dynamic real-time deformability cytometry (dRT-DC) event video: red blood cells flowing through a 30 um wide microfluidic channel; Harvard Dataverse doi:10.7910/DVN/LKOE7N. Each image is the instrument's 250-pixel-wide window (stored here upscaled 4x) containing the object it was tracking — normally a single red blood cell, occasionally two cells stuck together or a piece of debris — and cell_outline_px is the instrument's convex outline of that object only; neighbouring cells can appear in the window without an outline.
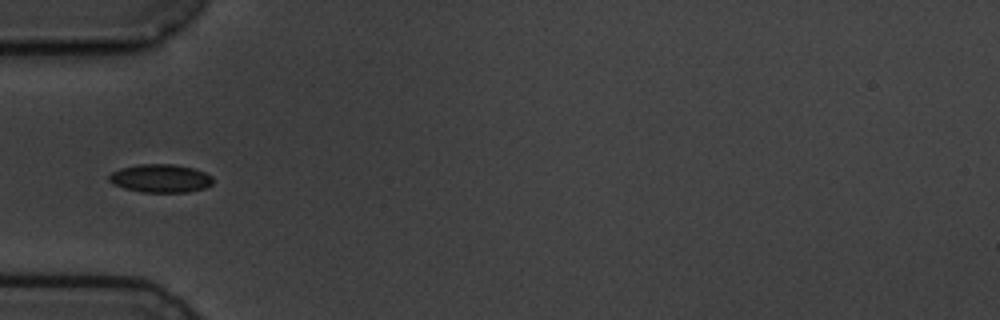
{"species": "common noctule bat (a hibernating species)", "species_latin": "Nyctalus noctula", "temperature_condition": "cold", "stored_images_in_passage": 10, "camera_frame_rate_fps": 3000, "um_per_image_px": 0.085, "animal": {"sex": "male", "body_mass_g": 19.5, "forearm_length_mm": 54.6}, "frame": {"image": 1, "passage_image": 6, "time_ms": 5.667, "image_size_px": [1000, 320], "cell_outline_px": [[212, 184], [204, 188], [188, 192], [140, 192], [124, 188], [112, 184], [108, 180], [108, 176], [112, 172], [120, 168], [136, 164], [172, 164], [192, 168], [204, 172], [212, 176]], "centroid_in_image_um": [13.6, 15.16], "position_along_channel_um": 71.4, "area_um2": 17.17}}
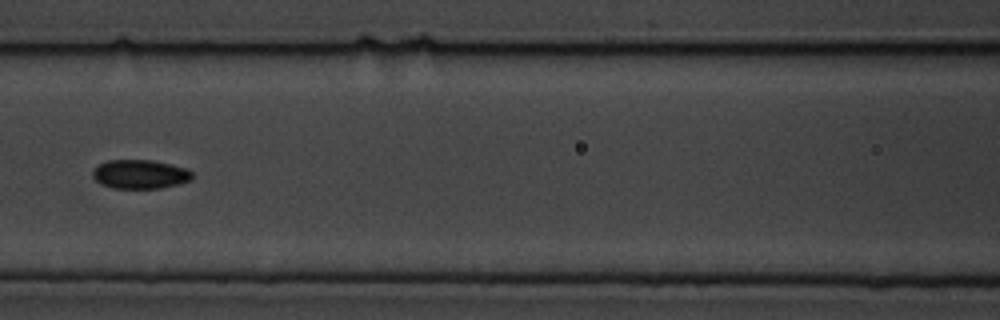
{"frame": {"image": 2, "passage_image": 8, "time_ms": 8.0, "image_size_px": [1000, 320], "cell_outline_px": [[192, 180], [180, 184], [160, 188], [112, 188], [100, 184], [92, 176], [92, 172], [100, 164], [108, 160], [152, 160], [184, 168], [192, 172]], "centroid_in_image_um": [11.9, 14.82], "position_along_channel_um": 154.7, "area_um2": 16.7}}
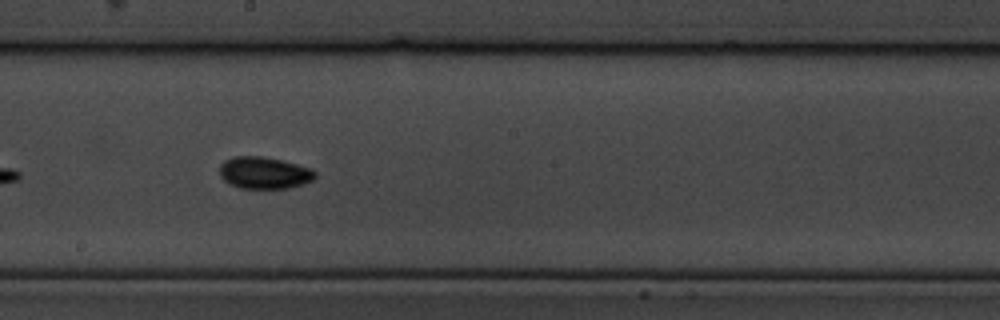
{"frame": {"image": 3, "passage_image": 10, "time_ms": 10.0, "image_size_px": [1000, 320], "cell_outline_px": [[316, 176], [312, 180], [304, 184], [288, 188], [240, 188], [228, 184], [220, 176], [220, 164], [224, 160], [236, 156], [260, 156], [280, 160], [312, 168], [316, 172]], "centroid_in_image_um": [22.45, 14.69], "position_along_channel_um": 225.8, "area_um2": 17.8}}